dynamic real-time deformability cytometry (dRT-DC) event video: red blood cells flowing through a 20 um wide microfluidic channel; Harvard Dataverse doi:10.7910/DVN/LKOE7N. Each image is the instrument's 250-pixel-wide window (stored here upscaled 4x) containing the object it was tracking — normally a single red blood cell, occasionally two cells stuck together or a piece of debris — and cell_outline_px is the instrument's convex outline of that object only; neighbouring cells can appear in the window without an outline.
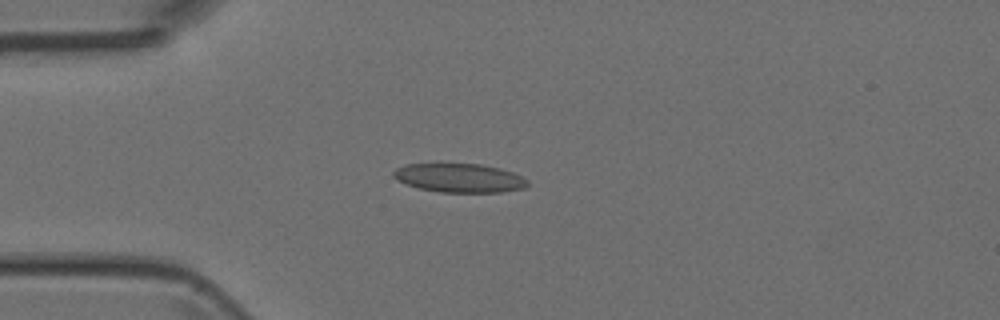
{"species": "Egyptian fruit bat (a non-hibernating species)", "species_latin": "Rousettus aegyptiacus", "temperature_condition": "room temperature", "stored_images_in_passage": 3, "camera_frame_rate_fps": 3000, "um_per_image_px": 0.085, "animal": {"sex": "female"}, "frame": {"image": 1, "passage_image": 3, "time_ms": 2.333, "image_size_px": [1000, 320], "cell_outline_px": [[528, 184], [524, 188], [500, 192], [440, 192], [420, 188], [396, 180], [392, 176], [392, 172], [396, 168], [404, 164], [480, 164], [500, 168], [512, 172], [528, 180]], "centroid_in_image_um": [39.03, 15.12], "position_along_channel_um": 46.0, "area_um2": 22.43}}